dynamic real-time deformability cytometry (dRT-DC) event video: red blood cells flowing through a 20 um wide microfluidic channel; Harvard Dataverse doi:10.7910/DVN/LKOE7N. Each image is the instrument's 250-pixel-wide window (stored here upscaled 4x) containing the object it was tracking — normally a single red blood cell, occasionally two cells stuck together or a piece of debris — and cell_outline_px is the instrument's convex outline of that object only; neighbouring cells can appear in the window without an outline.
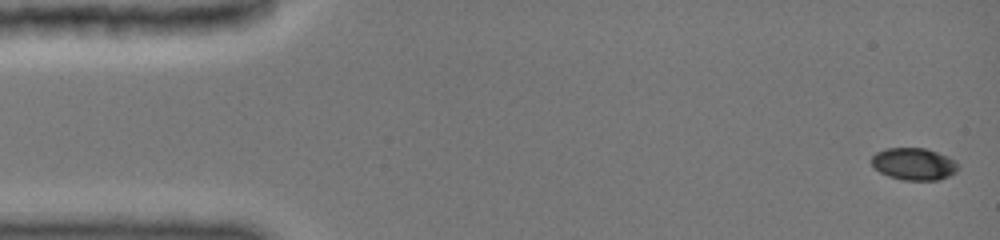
{"species": "common noctule bat (a hibernating species)", "species_latin": "Nyctalus noctula", "temperature_condition": "cold", "stored_images_in_passage": 16, "camera_frame_rate_fps": 3000, "um_per_image_px": 0.085, "animal": {"sex": "female", "body_mass_g": 19.0, "forearm_length_mm": 51.5}, "frame": {"image": 1, "passage_image": 1, "time_ms": 0.0, "image_size_px": [1000, 240], "cell_outline_px": [[960, 168], [956, 172], [940, 180], [904, 180], [888, 176], [880, 172], [872, 164], [872, 156], [876, 152], [888, 148], [924, 148], [948, 156], [956, 160], [960, 164]], "centroid_in_image_um": [77.73, 13.94], "position_along_channel_um": 7.3, "area_um2": 16.3}}
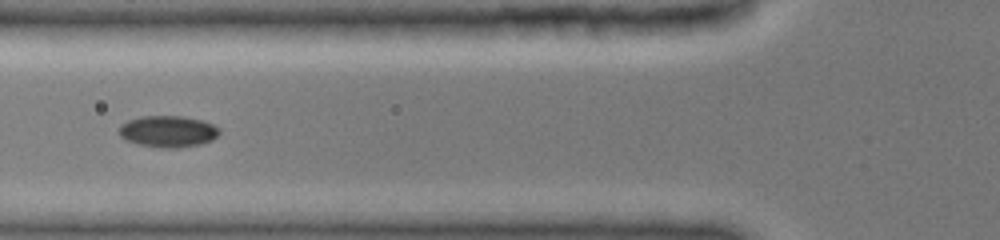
{"frame": {"image": 2, "passage_image": 12, "time_ms": 5.667, "image_size_px": [1000, 240], "cell_outline_px": [[220, 132], [212, 140], [200, 144], [176, 148], [160, 148], [140, 144], [124, 140], [120, 136], [120, 124], [128, 120], [140, 116], [180, 116], [200, 120], [212, 124], [220, 128]], "centroid_in_image_um": [14.26, 11.17], "position_along_channel_um": 111.5, "area_um2": 18.38}}
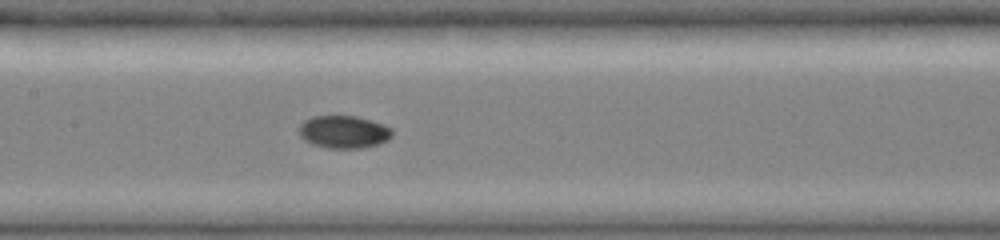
{"frame": {"image": 3, "passage_image": 16, "time_ms": 7.333, "image_size_px": [1000, 240], "cell_outline_px": [[392, 136], [388, 140], [380, 144], [360, 148], [328, 148], [312, 144], [304, 140], [300, 136], [300, 124], [304, 120], [312, 116], [356, 116], [384, 124], [392, 128]], "centroid_in_image_um": [29.23, 11.21], "position_along_channel_um": 178.2, "area_um2": 17.8}}